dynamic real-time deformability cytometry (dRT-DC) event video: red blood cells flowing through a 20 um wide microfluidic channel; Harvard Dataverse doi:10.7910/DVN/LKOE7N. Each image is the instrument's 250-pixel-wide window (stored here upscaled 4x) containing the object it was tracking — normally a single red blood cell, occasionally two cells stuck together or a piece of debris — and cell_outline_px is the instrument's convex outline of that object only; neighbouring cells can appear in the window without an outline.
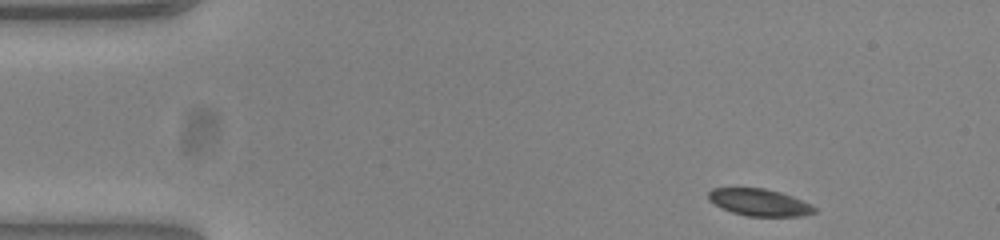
{"species": "common noctule bat (a hibernating species)", "species_latin": "Nyctalus noctula", "temperature_condition": "warm", "stored_images_in_passage": 48, "camera_frame_rate_fps": 3000, "um_per_image_px": 0.085, "animal": {"sex": "female", "body_mass_g": 23.0, "forearm_length_mm": 53.4}, "frame": {"image": 1, "passage_image": 1, "time_ms": 0.0, "image_size_px": [1000, 240], "cell_outline_px": [[816, 212], [804, 216], [748, 216], [732, 212], [708, 200], [708, 192], [712, 188], [764, 188], [780, 192], [792, 196], [812, 204], [816, 208]], "centroid_in_image_um": [64.58, 17.2], "position_along_channel_um": 20.4, "area_um2": 16.65}}
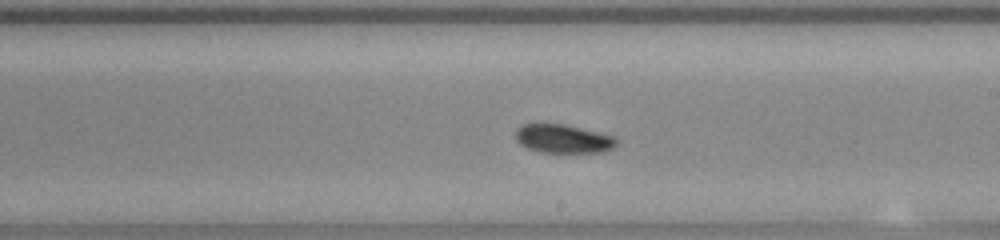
{"frame": {"image": 2, "passage_image": 25, "time_ms": 8.0, "image_size_px": [1000, 240], "cell_outline_px": [[620, 140], [612, 148], [604, 152], [540, 152], [528, 148], [520, 144], [516, 140], [516, 128], [524, 124], [564, 124], [616, 136]], "centroid_in_image_um": [47.9, 11.79], "position_along_channel_um": 241.1, "area_um2": 16.88}}
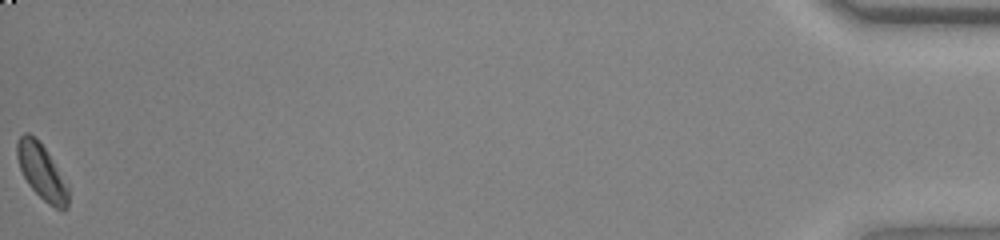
{"frame": {"image": 3, "passage_image": 48, "time_ms": 15.667, "image_size_px": [1000, 240], "cell_outline_px": [[68, 208], [64, 212], [48, 204], [28, 184], [20, 168], [16, 156], [16, 144], [20, 136], [24, 132], [28, 132], [36, 136], [52, 160], [68, 188]], "centroid_in_image_um": [3.52, 14.6], "position_along_channel_um": 431.7, "area_um2": 16.3}, "authors_computed_cell_mechanics": {"area_um2": 17.0221, "velocity_mm_per_s": 3.8393, "shape_relaxation_time_tau1_ms": 10.1439, "shape_relaxation_time_tau2_ms": null, "deformation_change_tau1": 0.1382, "deformation_change_tau2": null}}